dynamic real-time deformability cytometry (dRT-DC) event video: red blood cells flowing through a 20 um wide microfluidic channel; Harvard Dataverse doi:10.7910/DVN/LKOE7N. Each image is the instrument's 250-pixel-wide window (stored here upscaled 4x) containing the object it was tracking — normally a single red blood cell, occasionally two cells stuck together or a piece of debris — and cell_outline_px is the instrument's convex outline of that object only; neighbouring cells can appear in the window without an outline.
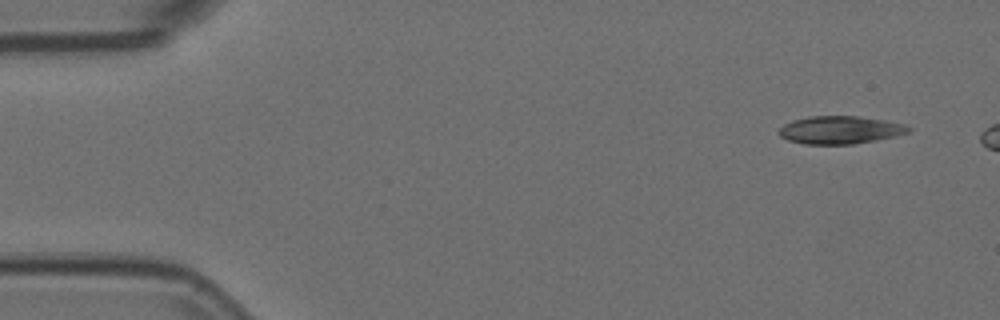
{"species": "Egyptian fruit bat (a non-hibernating species)", "species_latin": "Rousettus aegyptiacus", "temperature_condition": "room temperature", "stored_images_in_passage": 3, "camera_frame_rate_fps": 3000, "um_per_image_px": 0.085, "animal": {"sex": "female"}, "frame": {"image": 1, "passage_image": 1, "time_ms": 0.0, "image_size_px": [1000, 320], "cell_outline_px": [[912, 128], [908, 132], [896, 136], [876, 140], [852, 144], [804, 144], [788, 140], [780, 136], [776, 132], [784, 124], [792, 120], [808, 116], [860, 116], [884, 120], [904, 124]], "centroid_in_image_um": [71.38, 11.04], "position_along_channel_um": 13.6, "area_um2": 21.1}}